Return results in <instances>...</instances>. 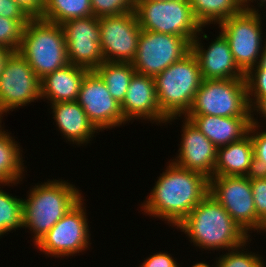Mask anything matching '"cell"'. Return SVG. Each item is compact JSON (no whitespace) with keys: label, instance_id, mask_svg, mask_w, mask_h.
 I'll return each mask as SVG.
<instances>
[{"label":"cell","instance_id":"obj_1","mask_svg":"<svg viewBox=\"0 0 266 267\" xmlns=\"http://www.w3.org/2000/svg\"><path fill=\"white\" fill-rule=\"evenodd\" d=\"M164 170L139 208L142 214L176 227L209 194V178L171 160Z\"/></svg>","mask_w":266,"mask_h":267},{"label":"cell","instance_id":"obj_2","mask_svg":"<svg viewBox=\"0 0 266 267\" xmlns=\"http://www.w3.org/2000/svg\"><path fill=\"white\" fill-rule=\"evenodd\" d=\"M175 228L195 247L206 251H228L251 237L210 193Z\"/></svg>","mask_w":266,"mask_h":267},{"label":"cell","instance_id":"obj_3","mask_svg":"<svg viewBox=\"0 0 266 267\" xmlns=\"http://www.w3.org/2000/svg\"><path fill=\"white\" fill-rule=\"evenodd\" d=\"M27 194L23 199V230L33 234V246L84 197L71 182L54 178L36 183Z\"/></svg>","mask_w":266,"mask_h":267},{"label":"cell","instance_id":"obj_4","mask_svg":"<svg viewBox=\"0 0 266 267\" xmlns=\"http://www.w3.org/2000/svg\"><path fill=\"white\" fill-rule=\"evenodd\" d=\"M202 80L192 51L154 77L159 108L168 118L166 125L187 114Z\"/></svg>","mask_w":266,"mask_h":267},{"label":"cell","instance_id":"obj_5","mask_svg":"<svg viewBox=\"0 0 266 267\" xmlns=\"http://www.w3.org/2000/svg\"><path fill=\"white\" fill-rule=\"evenodd\" d=\"M18 51L40 80L69 63L62 26L42 19L27 23Z\"/></svg>","mask_w":266,"mask_h":267},{"label":"cell","instance_id":"obj_6","mask_svg":"<svg viewBox=\"0 0 266 267\" xmlns=\"http://www.w3.org/2000/svg\"><path fill=\"white\" fill-rule=\"evenodd\" d=\"M134 12L142 30L181 36L190 43L202 29L189 0H135Z\"/></svg>","mask_w":266,"mask_h":267},{"label":"cell","instance_id":"obj_7","mask_svg":"<svg viewBox=\"0 0 266 267\" xmlns=\"http://www.w3.org/2000/svg\"><path fill=\"white\" fill-rule=\"evenodd\" d=\"M186 115L251 117L245 78L203 79Z\"/></svg>","mask_w":266,"mask_h":267},{"label":"cell","instance_id":"obj_8","mask_svg":"<svg viewBox=\"0 0 266 267\" xmlns=\"http://www.w3.org/2000/svg\"><path fill=\"white\" fill-rule=\"evenodd\" d=\"M84 201L83 197L34 245L37 250L55 258L73 257L90 250L91 233Z\"/></svg>","mask_w":266,"mask_h":267},{"label":"cell","instance_id":"obj_9","mask_svg":"<svg viewBox=\"0 0 266 267\" xmlns=\"http://www.w3.org/2000/svg\"><path fill=\"white\" fill-rule=\"evenodd\" d=\"M260 13L243 9L217 25L229 42L236 64L244 73L257 65L261 52L266 47V36H263L266 32H263L262 21L265 17L262 18Z\"/></svg>","mask_w":266,"mask_h":267},{"label":"cell","instance_id":"obj_10","mask_svg":"<svg viewBox=\"0 0 266 267\" xmlns=\"http://www.w3.org/2000/svg\"><path fill=\"white\" fill-rule=\"evenodd\" d=\"M209 193L249 236L263 232L264 222L255 210L251 176H213L209 179Z\"/></svg>","mask_w":266,"mask_h":267},{"label":"cell","instance_id":"obj_11","mask_svg":"<svg viewBox=\"0 0 266 267\" xmlns=\"http://www.w3.org/2000/svg\"><path fill=\"white\" fill-rule=\"evenodd\" d=\"M41 81L26 59L14 51L6 60L0 77V114L41 100ZM36 100V101H35Z\"/></svg>","mask_w":266,"mask_h":267},{"label":"cell","instance_id":"obj_12","mask_svg":"<svg viewBox=\"0 0 266 267\" xmlns=\"http://www.w3.org/2000/svg\"><path fill=\"white\" fill-rule=\"evenodd\" d=\"M191 51L184 37L142 30L134 60L136 73L155 77Z\"/></svg>","mask_w":266,"mask_h":267},{"label":"cell","instance_id":"obj_13","mask_svg":"<svg viewBox=\"0 0 266 267\" xmlns=\"http://www.w3.org/2000/svg\"><path fill=\"white\" fill-rule=\"evenodd\" d=\"M100 46L104 61L131 63L142 31L135 12L99 18Z\"/></svg>","mask_w":266,"mask_h":267},{"label":"cell","instance_id":"obj_14","mask_svg":"<svg viewBox=\"0 0 266 267\" xmlns=\"http://www.w3.org/2000/svg\"><path fill=\"white\" fill-rule=\"evenodd\" d=\"M77 102L99 132L127 124L121 105L111 96L105 82L94 70L85 75Z\"/></svg>","mask_w":266,"mask_h":267},{"label":"cell","instance_id":"obj_15","mask_svg":"<svg viewBox=\"0 0 266 267\" xmlns=\"http://www.w3.org/2000/svg\"><path fill=\"white\" fill-rule=\"evenodd\" d=\"M69 63L95 70L104 62L100 46L99 18L71 19L61 24Z\"/></svg>","mask_w":266,"mask_h":267},{"label":"cell","instance_id":"obj_16","mask_svg":"<svg viewBox=\"0 0 266 267\" xmlns=\"http://www.w3.org/2000/svg\"><path fill=\"white\" fill-rule=\"evenodd\" d=\"M203 28L206 27H202L191 43V51L198 60L202 79L245 78V73L236 64L229 42L223 33L219 31V35L214 37L216 39L208 42L210 45L205 47V43L203 45L202 42L210 37L203 32Z\"/></svg>","mask_w":266,"mask_h":267},{"label":"cell","instance_id":"obj_17","mask_svg":"<svg viewBox=\"0 0 266 267\" xmlns=\"http://www.w3.org/2000/svg\"><path fill=\"white\" fill-rule=\"evenodd\" d=\"M182 134L176 158L170 159L176 165L204 174L207 178L214 176L217 160V147L185 116L182 120Z\"/></svg>","mask_w":266,"mask_h":267},{"label":"cell","instance_id":"obj_18","mask_svg":"<svg viewBox=\"0 0 266 267\" xmlns=\"http://www.w3.org/2000/svg\"><path fill=\"white\" fill-rule=\"evenodd\" d=\"M120 105L124 120L128 124L132 120L141 119L144 122L150 121L154 125L156 123V125L165 126L168 121L159 108L153 77L135 73Z\"/></svg>","mask_w":266,"mask_h":267},{"label":"cell","instance_id":"obj_19","mask_svg":"<svg viewBox=\"0 0 266 267\" xmlns=\"http://www.w3.org/2000/svg\"><path fill=\"white\" fill-rule=\"evenodd\" d=\"M52 119L56 123L58 132L66 142L79 146L91 144L93 137L99 131L88 120L84 109L76 101L56 102L49 104Z\"/></svg>","mask_w":266,"mask_h":267},{"label":"cell","instance_id":"obj_20","mask_svg":"<svg viewBox=\"0 0 266 267\" xmlns=\"http://www.w3.org/2000/svg\"><path fill=\"white\" fill-rule=\"evenodd\" d=\"M217 148L237 142L249 133L251 117L185 115Z\"/></svg>","mask_w":266,"mask_h":267},{"label":"cell","instance_id":"obj_21","mask_svg":"<svg viewBox=\"0 0 266 267\" xmlns=\"http://www.w3.org/2000/svg\"><path fill=\"white\" fill-rule=\"evenodd\" d=\"M87 68L68 63L53 73L46 75L41 81V100L50 104L56 102L76 101Z\"/></svg>","mask_w":266,"mask_h":267},{"label":"cell","instance_id":"obj_22","mask_svg":"<svg viewBox=\"0 0 266 267\" xmlns=\"http://www.w3.org/2000/svg\"><path fill=\"white\" fill-rule=\"evenodd\" d=\"M255 172L253 144L249 134L237 142L217 148L214 176H251Z\"/></svg>","mask_w":266,"mask_h":267},{"label":"cell","instance_id":"obj_23","mask_svg":"<svg viewBox=\"0 0 266 267\" xmlns=\"http://www.w3.org/2000/svg\"><path fill=\"white\" fill-rule=\"evenodd\" d=\"M11 134L0 126V183L23 182L27 173L23 149Z\"/></svg>","mask_w":266,"mask_h":267},{"label":"cell","instance_id":"obj_24","mask_svg":"<svg viewBox=\"0 0 266 267\" xmlns=\"http://www.w3.org/2000/svg\"><path fill=\"white\" fill-rule=\"evenodd\" d=\"M193 14L202 27L219 24L244 8L237 0H189Z\"/></svg>","mask_w":266,"mask_h":267},{"label":"cell","instance_id":"obj_25","mask_svg":"<svg viewBox=\"0 0 266 267\" xmlns=\"http://www.w3.org/2000/svg\"><path fill=\"white\" fill-rule=\"evenodd\" d=\"M94 71L105 82L111 96L121 104L136 73L132 63L104 61Z\"/></svg>","mask_w":266,"mask_h":267},{"label":"cell","instance_id":"obj_26","mask_svg":"<svg viewBox=\"0 0 266 267\" xmlns=\"http://www.w3.org/2000/svg\"><path fill=\"white\" fill-rule=\"evenodd\" d=\"M93 16L90 0H45L42 20L63 24L71 19Z\"/></svg>","mask_w":266,"mask_h":267},{"label":"cell","instance_id":"obj_27","mask_svg":"<svg viewBox=\"0 0 266 267\" xmlns=\"http://www.w3.org/2000/svg\"><path fill=\"white\" fill-rule=\"evenodd\" d=\"M21 182L16 183H0L3 188L5 186H17ZM0 187V239L4 234H9L12 230H20L23 228V198L13 196ZM20 228V229H19Z\"/></svg>","mask_w":266,"mask_h":267},{"label":"cell","instance_id":"obj_28","mask_svg":"<svg viewBox=\"0 0 266 267\" xmlns=\"http://www.w3.org/2000/svg\"><path fill=\"white\" fill-rule=\"evenodd\" d=\"M251 240L250 238L241 246L230 249L228 252H222L225 254L216 257L214 267H266V261H264L263 256L259 252L256 254V252L249 251V248L246 249V246L248 247Z\"/></svg>","mask_w":266,"mask_h":267},{"label":"cell","instance_id":"obj_29","mask_svg":"<svg viewBox=\"0 0 266 267\" xmlns=\"http://www.w3.org/2000/svg\"><path fill=\"white\" fill-rule=\"evenodd\" d=\"M248 103L250 108L262 97H266V47L261 52L257 65L245 73Z\"/></svg>","mask_w":266,"mask_h":267},{"label":"cell","instance_id":"obj_30","mask_svg":"<svg viewBox=\"0 0 266 267\" xmlns=\"http://www.w3.org/2000/svg\"><path fill=\"white\" fill-rule=\"evenodd\" d=\"M31 19H9L0 16V45L18 51L24 27Z\"/></svg>","mask_w":266,"mask_h":267},{"label":"cell","instance_id":"obj_31","mask_svg":"<svg viewBox=\"0 0 266 267\" xmlns=\"http://www.w3.org/2000/svg\"><path fill=\"white\" fill-rule=\"evenodd\" d=\"M261 123L256 117L251 116V126L248 134L252 139L256 172L266 174V128L262 130Z\"/></svg>","mask_w":266,"mask_h":267},{"label":"cell","instance_id":"obj_32","mask_svg":"<svg viewBox=\"0 0 266 267\" xmlns=\"http://www.w3.org/2000/svg\"><path fill=\"white\" fill-rule=\"evenodd\" d=\"M93 16L100 18L133 12L135 0H90Z\"/></svg>","mask_w":266,"mask_h":267},{"label":"cell","instance_id":"obj_33","mask_svg":"<svg viewBox=\"0 0 266 267\" xmlns=\"http://www.w3.org/2000/svg\"><path fill=\"white\" fill-rule=\"evenodd\" d=\"M251 188L257 216L266 222V174L251 175Z\"/></svg>","mask_w":266,"mask_h":267},{"label":"cell","instance_id":"obj_34","mask_svg":"<svg viewBox=\"0 0 266 267\" xmlns=\"http://www.w3.org/2000/svg\"><path fill=\"white\" fill-rule=\"evenodd\" d=\"M175 260L176 258L174 259L167 251H160L147 256L138 267H179L180 265Z\"/></svg>","mask_w":266,"mask_h":267},{"label":"cell","instance_id":"obj_35","mask_svg":"<svg viewBox=\"0 0 266 267\" xmlns=\"http://www.w3.org/2000/svg\"><path fill=\"white\" fill-rule=\"evenodd\" d=\"M30 19H41L45 0H14Z\"/></svg>","mask_w":266,"mask_h":267},{"label":"cell","instance_id":"obj_36","mask_svg":"<svg viewBox=\"0 0 266 267\" xmlns=\"http://www.w3.org/2000/svg\"><path fill=\"white\" fill-rule=\"evenodd\" d=\"M0 16L9 19H30L14 0H0Z\"/></svg>","mask_w":266,"mask_h":267},{"label":"cell","instance_id":"obj_37","mask_svg":"<svg viewBox=\"0 0 266 267\" xmlns=\"http://www.w3.org/2000/svg\"><path fill=\"white\" fill-rule=\"evenodd\" d=\"M257 116L258 118V114L259 117V121L260 120H265L264 125L266 124V97H262L260 98L252 107H251V116Z\"/></svg>","mask_w":266,"mask_h":267},{"label":"cell","instance_id":"obj_38","mask_svg":"<svg viewBox=\"0 0 266 267\" xmlns=\"http://www.w3.org/2000/svg\"><path fill=\"white\" fill-rule=\"evenodd\" d=\"M254 1H255V3L257 5L254 3ZM253 3H254L255 6L253 5ZM256 6L258 8H260V10L263 9V11H264V9H266V0H250V2L244 7V9L247 10V11H251V12H260V10Z\"/></svg>","mask_w":266,"mask_h":267},{"label":"cell","instance_id":"obj_39","mask_svg":"<svg viewBox=\"0 0 266 267\" xmlns=\"http://www.w3.org/2000/svg\"><path fill=\"white\" fill-rule=\"evenodd\" d=\"M12 52V50L0 45V77L3 72L4 64Z\"/></svg>","mask_w":266,"mask_h":267},{"label":"cell","instance_id":"obj_40","mask_svg":"<svg viewBox=\"0 0 266 267\" xmlns=\"http://www.w3.org/2000/svg\"><path fill=\"white\" fill-rule=\"evenodd\" d=\"M181 267V266H179ZM192 267H214V263L212 264V266H210V263L208 264L207 262H205L204 260L202 262H197L195 264L192 265Z\"/></svg>","mask_w":266,"mask_h":267},{"label":"cell","instance_id":"obj_41","mask_svg":"<svg viewBox=\"0 0 266 267\" xmlns=\"http://www.w3.org/2000/svg\"><path fill=\"white\" fill-rule=\"evenodd\" d=\"M237 1L243 8L250 2V0H237Z\"/></svg>","mask_w":266,"mask_h":267},{"label":"cell","instance_id":"obj_42","mask_svg":"<svg viewBox=\"0 0 266 267\" xmlns=\"http://www.w3.org/2000/svg\"><path fill=\"white\" fill-rule=\"evenodd\" d=\"M266 232V222L264 223V228H263V232L262 233H265Z\"/></svg>","mask_w":266,"mask_h":267}]
</instances>
